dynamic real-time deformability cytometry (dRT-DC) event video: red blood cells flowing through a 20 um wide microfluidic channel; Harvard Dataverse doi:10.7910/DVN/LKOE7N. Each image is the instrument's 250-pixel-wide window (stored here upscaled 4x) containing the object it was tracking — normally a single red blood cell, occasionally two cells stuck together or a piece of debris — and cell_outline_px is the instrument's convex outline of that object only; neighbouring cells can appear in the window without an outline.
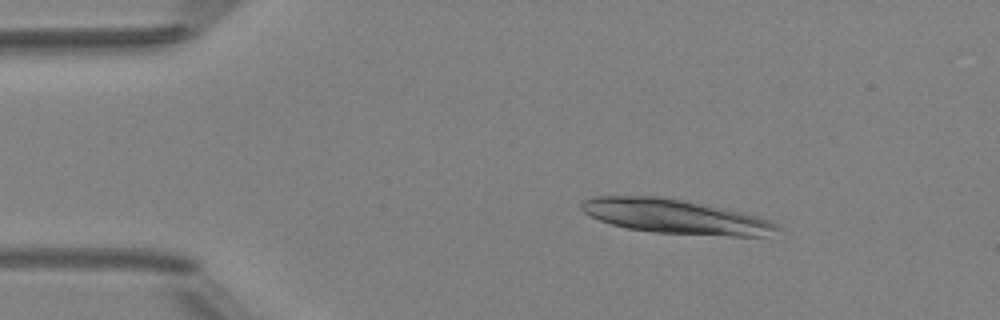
{"species": "Egyptian fruit bat (a non-hibernating species)", "species_latin": "Rousettus aegyptiacus", "temperature_condition": "room temperature", "stored_images_in_passage": 5, "camera_frame_rate_fps": 3000, "um_per_image_px": 0.085, "animal": {"sex": "female"}, "frame": {"image": 1, "passage_image": 3, "time_ms": 2.333, "image_size_px": [1000, 320], "cell_outline_px": [[780, 228], [764, 236], [732, 236], [656, 232], [628, 228], [612, 224], [600, 220], [584, 212], [580, 208], [580, 204], [584, 200], [592, 196], [660, 196], [684, 200], [744, 212], [760, 216], [772, 220]], "centroid_in_image_um": [57.42, 18.39], "position_along_channel_um": 27.6, "area_um2": 39.02}}